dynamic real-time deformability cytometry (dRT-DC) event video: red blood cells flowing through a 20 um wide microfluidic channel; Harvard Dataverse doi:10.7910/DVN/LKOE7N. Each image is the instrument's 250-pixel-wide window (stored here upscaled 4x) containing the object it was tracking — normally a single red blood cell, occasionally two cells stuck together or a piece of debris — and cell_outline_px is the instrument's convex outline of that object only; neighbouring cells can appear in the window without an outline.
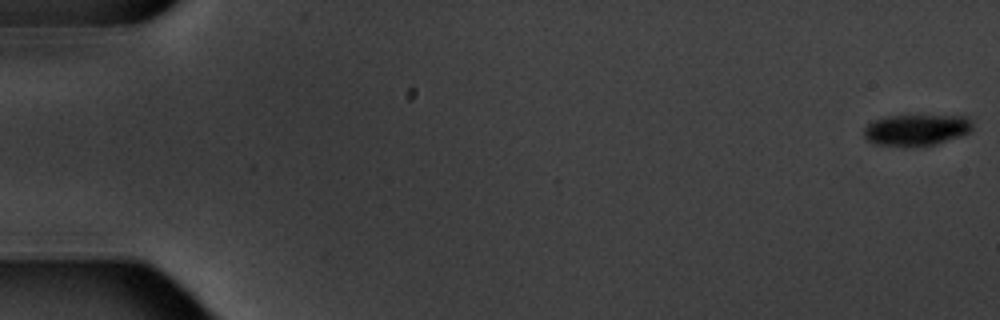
{"species": "common noctule bat (a hibernating species)", "species_latin": "Nyctalus noctula", "temperature_condition": "warm", "stored_images_in_passage": 7, "camera_frame_rate_fps": 3000, "um_per_image_px": 0.085, "animal": {"sex": "male", "body_mass_g": 20.1, "forearm_length_mm": 53.5}, "frame": {"image": 1, "passage_image": 1, "time_ms": 0.0, "image_size_px": [1000, 320], "cell_outline_px": [[972, 132], [936, 144], [912, 148], [904, 148], [872, 144], [864, 136], [864, 128], [872, 120], [892, 116], [968, 116], [972, 120]], "centroid_in_image_um": [77.88, 11.08], "position_along_channel_um": 7.1, "area_um2": 20.29}}
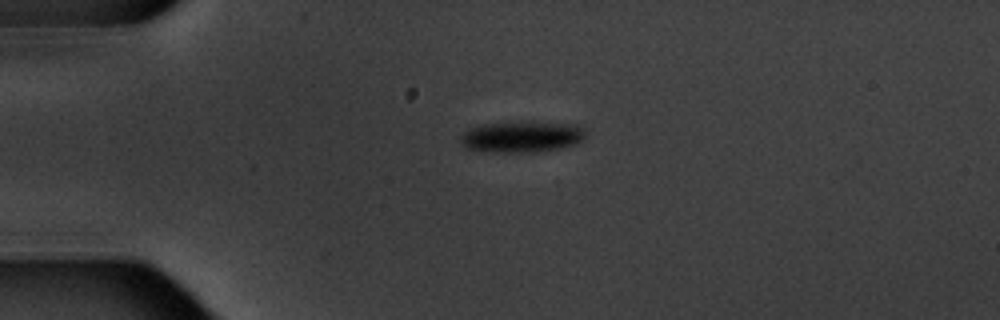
{"frame": {"image": 2, "passage_image": 5, "time_ms": 4.667, "image_size_px": [1000, 320], "cell_outline_px": [[584, 136], [576, 144], [564, 148], [540, 152], [488, 152], [464, 148], [460, 140], [460, 136], [468, 128], [484, 124], [576, 124], [584, 128]], "centroid_in_image_um": [44.31, 11.68], "position_along_channel_um": 40.7, "area_um2": 22.14}}
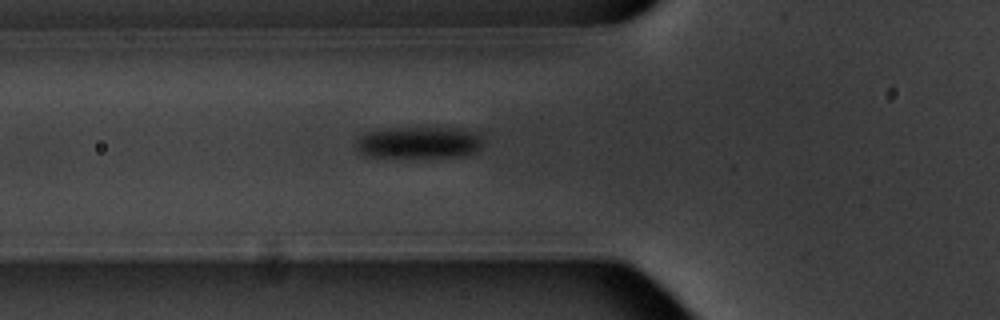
{"frame": {"image": 3, "passage_image": 7, "time_ms": 7.0, "image_size_px": [1000, 320], "cell_outline_px": [[484, 144], [476, 152], [460, 156], [364, 156], [356, 148], [356, 140], [364, 132], [392, 128], [460, 128], [480, 132]], "centroid_in_image_um": [35.66, 12.09], "position_along_channel_um": 90.1, "area_um2": 23.52}}